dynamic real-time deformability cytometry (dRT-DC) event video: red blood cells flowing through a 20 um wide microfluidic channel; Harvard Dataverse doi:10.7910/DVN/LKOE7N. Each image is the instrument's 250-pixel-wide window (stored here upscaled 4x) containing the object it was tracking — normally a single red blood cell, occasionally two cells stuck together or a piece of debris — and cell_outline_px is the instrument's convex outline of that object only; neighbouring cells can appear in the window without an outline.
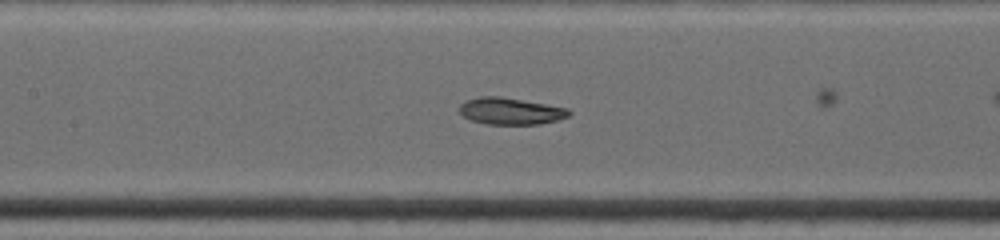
{"species": "common noctule bat (a hibernating species)", "species_latin": "Nyctalus noctula", "temperature_condition": "warm", "stored_images_in_passage": 50, "camera_frame_rate_fps": 4500, "um_per_image_px": 0.085, "animal": {"sex": "female", "body_mass_g": 19.0, "forearm_length_mm": 53.3}, "frame": {"image": 1, "passage_image": 13, "time_ms": 2.667, "image_size_px": [1000, 240], "cell_outline_px": [[572, 112], [568, 116], [556, 120], [540, 124], [488, 124], [472, 120], [464, 116], [460, 112], [460, 104], [464, 100], [480, 96], [500, 96], [568, 108]], "centroid_in_image_um": [43.39, 9.43], "position_along_channel_um": 164.0, "area_um2": 16.99}}
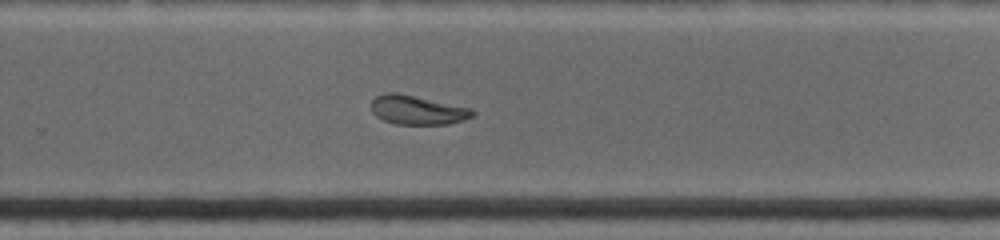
{"frame": {"image": 2, "passage_image": 25, "time_ms": 6.0, "image_size_px": [1000, 240], "cell_outline_px": [[476, 112], [472, 116], [464, 120], [448, 124], [396, 124], [384, 120], [376, 116], [372, 112], [372, 100], [376, 96], [384, 92], [396, 92], [472, 108]], "centroid_in_image_um": [35.48, 9.34], "position_along_channel_um": 294.3, "area_um2": 17.17}}
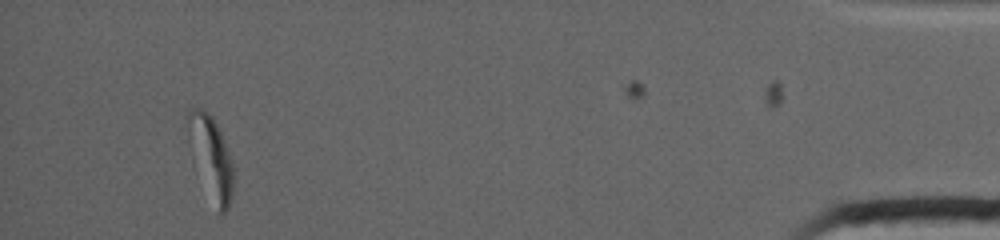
{"frame": {"image": 3, "passage_image": 44, "time_ms": 11.778, "image_size_px": [1000, 240], "cell_outline_px": [[232, 196], [228, 208], [224, 216], [220, 216], [216, 212], [188, 140], [184, 116], [188, 108], [200, 108], [208, 112], [212, 116], [220, 132], [228, 152], [232, 164]], "centroid_in_image_um": [17.91, 13.34], "position_along_channel_um": 417.3, "area_um2": 21.5}}